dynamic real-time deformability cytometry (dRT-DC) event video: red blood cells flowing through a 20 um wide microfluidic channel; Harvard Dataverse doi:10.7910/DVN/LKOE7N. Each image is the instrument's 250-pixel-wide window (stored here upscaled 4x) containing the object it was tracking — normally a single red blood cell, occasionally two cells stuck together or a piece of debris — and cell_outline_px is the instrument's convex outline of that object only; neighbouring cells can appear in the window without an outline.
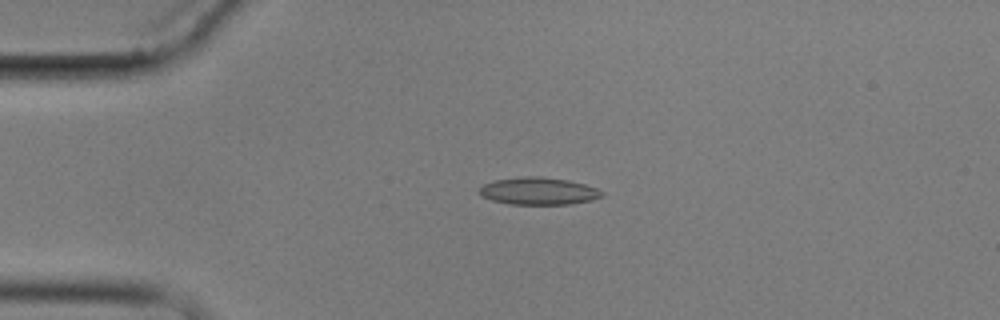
{"species": "common noctule bat (a hibernating species)", "species_latin": "Nyctalus noctula", "temperature_condition": "cold", "stored_images_in_passage": 4, "camera_frame_rate_fps": 3000, "um_per_image_px": 0.085, "animal": {"sex": "male", "body_mass_g": 17.9}, "frame": {"image": 1, "passage_image": 4, "time_ms": 3.333, "image_size_px": [1000, 320], "cell_outline_px": [[604, 196], [592, 200], [572, 204], [508, 204], [492, 200], [480, 196], [476, 192], [484, 184], [496, 180], [524, 176], [540, 176], [568, 180], [584, 184], [596, 188], [604, 192]], "centroid_in_image_um": [45.77, 16.24], "position_along_channel_um": 39.2, "area_um2": 19.65}}